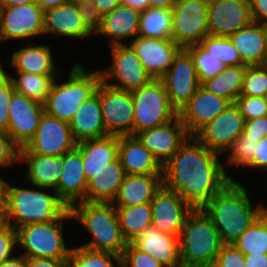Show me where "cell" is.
<instances>
[{
    "mask_svg": "<svg viewBox=\"0 0 267 267\" xmlns=\"http://www.w3.org/2000/svg\"><path fill=\"white\" fill-rule=\"evenodd\" d=\"M16 50L12 54L11 66L16 72H26L33 74H58L56 62L51 52V47L46 44L33 45Z\"/></svg>",
    "mask_w": 267,
    "mask_h": 267,
    "instance_id": "cell-33",
    "label": "cell"
},
{
    "mask_svg": "<svg viewBox=\"0 0 267 267\" xmlns=\"http://www.w3.org/2000/svg\"><path fill=\"white\" fill-rule=\"evenodd\" d=\"M253 22L267 27V0H249Z\"/></svg>",
    "mask_w": 267,
    "mask_h": 267,
    "instance_id": "cell-53",
    "label": "cell"
},
{
    "mask_svg": "<svg viewBox=\"0 0 267 267\" xmlns=\"http://www.w3.org/2000/svg\"><path fill=\"white\" fill-rule=\"evenodd\" d=\"M68 73L66 82L54 79L44 103V112L59 120L70 122L82 102L92 96L101 82L99 70L91 71L75 63Z\"/></svg>",
    "mask_w": 267,
    "mask_h": 267,
    "instance_id": "cell-5",
    "label": "cell"
},
{
    "mask_svg": "<svg viewBox=\"0 0 267 267\" xmlns=\"http://www.w3.org/2000/svg\"><path fill=\"white\" fill-rule=\"evenodd\" d=\"M180 267H199V266H185V265H181Z\"/></svg>",
    "mask_w": 267,
    "mask_h": 267,
    "instance_id": "cell-67",
    "label": "cell"
},
{
    "mask_svg": "<svg viewBox=\"0 0 267 267\" xmlns=\"http://www.w3.org/2000/svg\"><path fill=\"white\" fill-rule=\"evenodd\" d=\"M121 232L127 243L135 240L152 223V207L150 203L115 207Z\"/></svg>",
    "mask_w": 267,
    "mask_h": 267,
    "instance_id": "cell-34",
    "label": "cell"
},
{
    "mask_svg": "<svg viewBox=\"0 0 267 267\" xmlns=\"http://www.w3.org/2000/svg\"><path fill=\"white\" fill-rule=\"evenodd\" d=\"M98 96L108 135L133 136L134 101L130 91L100 82Z\"/></svg>",
    "mask_w": 267,
    "mask_h": 267,
    "instance_id": "cell-11",
    "label": "cell"
},
{
    "mask_svg": "<svg viewBox=\"0 0 267 267\" xmlns=\"http://www.w3.org/2000/svg\"><path fill=\"white\" fill-rule=\"evenodd\" d=\"M134 101L133 136L138 132L164 125L178 116L161 80L131 91Z\"/></svg>",
    "mask_w": 267,
    "mask_h": 267,
    "instance_id": "cell-8",
    "label": "cell"
},
{
    "mask_svg": "<svg viewBox=\"0 0 267 267\" xmlns=\"http://www.w3.org/2000/svg\"><path fill=\"white\" fill-rule=\"evenodd\" d=\"M246 65L267 64V27L252 22L228 36Z\"/></svg>",
    "mask_w": 267,
    "mask_h": 267,
    "instance_id": "cell-28",
    "label": "cell"
},
{
    "mask_svg": "<svg viewBox=\"0 0 267 267\" xmlns=\"http://www.w3.org/2000/svg\"><path fill=\"white\" fill-rule=\"evenodd\" d=\"M209 35L228 37L253 20L249 0H208Z\"/></svg>",
    "mask_w": 267,
    "mask_h": 267,
    "instance_id": "cell-17",
    "label": "cell"
},
{
    "mask_svg": "<svg viewBox=\"0 0 267 267\" xmlns=\"http://www.w3.org/2000/svg\"><path fill=\"white\" fill-rule=\"evenodd\" d=\"M122 267H165L151 255L137 249L132 243H128L124 249Z\"/></svg>",
    "mask_w": 267,
    "mask_h": 267,
    "instance_id": "cell-45",
    "label": "cell"
},
{
    "mask_svg": "<svg viewBox=\"0 0 267 267\" xmlns=\"http://www.w3.org/2000/svg\"><path fill=\"white\" fill-rule=\"evenodd\" d=\"M77 146L68 122L44 112L34 137L26 144L31 153L62 156Z\"/></svg>",
    "mask_w": 267,
    "mask_h": 267,
    "instance_id": "cell-14",
    "label": "cell"
},
{
    "mask_svg": "<svg viewBox=\"0 0 267 267\" xmlns=\"http://www.w3.org/2000/svg\"><path fill=\"white\" fill-rule=\"evenodd\" d=\"M68 2H70V0H36V3L42 8L43 11L58 7Z\"/></svg>",
    "mask_w": 267,
    "mask_h": 267,
    "instance_id": "cell-59",
    "label": "cell"
},
{
    "mask_svg": "<svg viewBox=\"0 0 267 267\" xmlns=\"http://www.w3.org/2000/svg\"><path fill=\"white\" fill-rule=\"evenodd\" d=\"M129 45L139 56L143 67L154 80H160L182 49L173 40L137 36Z\"/></svg>",
    "mask_w": 267,
    "mask_h": 267,
    "instance_id": "cell-20",
    "label": "cell"
},
{
    "mask_svg": "<svg viewBox=\"0 0 267 267\" xmlns=\"http://www.w3.org/2000/svg\"><path fill=\"white\" fill-rule=\"evenodd\" d=\"M26 267H68V260L26 257Z\"/></svg>",
    "mask_w": 267,
    "mask_h": 267,
    "instance_id": "cell-54",
    "label": "cell"
},
{
    "mask_svg": "<svg viewBox=\"0 0 267 267\" xmlns=\"http://www.w3.org/2000/svg\"><path fill=\"white\" fill-rule=\"evenodd\" d=\"M266 203H267V201L265 202V201H261V204H262V207H263V210H264V212H267V206H266ZM265 204V205H264Z\"/></svg>",
    "mask_w": 267,
    "mask_h": 267,
    "instance_id": "cell-65",
    "label": "cell"
},
{
    "mask_svg": "<svg viewBox=\"0 0 267 267\" xmlns=\"http://www.w3.org/2000/svg\"><path fill=\"white\" fill-rule=\"evenodd\" d=\"M5 214H0V230L6 226Z\"/></svg>",
    "mask_w": 267,
    "mask_h": 267,
    "instance_id": "cell-63",
    "label": "cell"
},
{
    "mask_svg": "<svg viewBox=\"0 0 267 267\" xmlns=\"http://www.w3.org/2000/svg\"><path fill=\"white\" fill-rule=\"evenodd\" d=\"M131 243L140 251L154 257L165 267L182 265L178 236L163 233L150 225Z\"/></svg>",
    "mask_w": 267,
    "mask_h": 267,
    "instance_id": "cell-23",
    "label": "cell"
},
{
    "mask_svg": "<svg viewBox=\"0 0 267 267\" xmlns=\"http://www.w3.org/2000/svg\"><path fill=\"white\" fill-rule=\"evenodd\" d=\"M3 71L11 79L15 92L26 95L28 98L38 101L42 104L45 103L47 96L50 92L54 79L59 74H33L26 72H15L17 77H13Z\"/></svg>",
    "mask_w": 267,
    "mask_h": 267,
    "instance_id": "cell-37",
    "label": "cell"
},
{
    "mask_svg": "<svg viewBox=\"0 0 267 267\" xmlns=\"http://www.w3.org/2000/svg\"><path fill=\"white\" fill-rule=\"evenodd\" d=\"M72 219L77 220L92 235L90 242L82 245L95 251H105L121 256L127 247L115 206L112 202L75 203L70 208Z\"/></svg>",
    "mask_w": 267,
    "mask_h": 267,
    "instance_id": "cell-4",
    "label": "cell"
},
{
    "mask_svg": "<svg viewBox=\"0 0 267 267\" xmlns=\"http://www.w3.org/2000/svg\"><path fill=\"white\" fill-rule=\"evenodd\" d=\"M27 164L28 171L24 177L25 182L35 187H46L55 189L62 171V156H46L31 153L25 146L19 148V163Z\"/></svg>",
    "mask_w": 267,
    "mask_h": 267,
    "instance_id": "cell-26",
    "label": "cell"
},
{
    "mask_svg": "<svg viewBox=\"0 0 267 267\" xmlns=\"http://www.w3.org/2000/svg\"><path fill=\"white\" fill-rule=\"evenodd\" d=\"M118 158L126 174H162L163 166L136 136H119Z\"/></svg>",
    "mask_w": 267,
    "mask_h": 267,
    "instance_id": "cell-24",
    "label": "cell"
},
{
    "mask_svg": "<svg viewBox=\"0 0 267 267\" xmlns=\"http://www.w3.org/2000/svg\"><path fill=\"white\" fill-rule=\"evenodd\" d=\"M92 3L104 16L120 5L121 0H93Z\"/></svg>",
    "mask_w": 267,
    "mask_h": 267,
    "instance_id": "cell-56",
    "label": "cell"
},
{
    "mask_svg": "<svg viewBox=\"0 0 267 267\" xmlns=\"http://www.w3.org/2000/svg\"><path fill=\"white\" fill-rule=\"evenodd\" d=\"M77 10L82 18L85 27L96 35L103 22V14L96 8L92 2L77 4Z\"/></svg>",
    "mask_w": 267,
    "mask_h": 267,
    "instance_id": "cell-48",
    "label": "cell"
},
{
    "mask_svg": "<svg viewBox=\"0 0 267 267\" xmlns=\"http://www.w3.org/2000/svg\"><path fill=\"white\" fill-rule=\"evenodd\" d=\"M185 49L193 58L200 85L227 68L224 62L209 54L200 44H193Z\"/></svg>",
    "mask_w": 267,
    "mask_h": 267,
    "instance_id": "cell-40",
    "label": "cell"
},
{
    "mask_svg": "<svg viewBox=\"0 0 267 267\" xmlns=\"http://www.w3.org/2000/svg\"><path fill=\"white\" fill-rule=\"evenodd\" d=\"M135 136L162 166L189 137L179 116L164 125L142 130Z\"/></svg>",
    "mask_w": 267,
    "mask_h": 267,
    "instance_id": "cell-21",
    "label": "cell"
},
{
    "mask_svg": "<svg viewBox=\"0 0 267 267\" xmlns=\"http://www.w3.org/2000/svg\"><path fill=\"white\" fill-rule=\"evenodd\" d=\"M160 80L165 86L171 105L178 112L201 86L193 58L185 48L178 52L173 64Z\"/></svg>",
    "mask_w": 267,
    "mask_h": 267,
    "instance_id": "cell-13",
    "label": "cell"
},
{
    "mask_svg": "<svg viewBox=\"0 0 267 267\" xmlns=\"http://www.w3.org/2000/svg\"><path fill=\"white\" fill-rule=\"evenodd\" d=\"M245 267H267V254H246Z\"/></svg>",
    "mask_w": 267,
    "mask_h": 267,
    "instance_id": "cell-55",
    "label": "cell"
},
{
    "mask_svg": "<svg viewBox=\"0 0 267 267\" xmlns=\"http://www.w3.org/2000/svg\"><path fill=\"white\" fill-rule=\"evenodd\" d=\"M109 48L112 62L106 70H99L101 81L111 87L131 92L153 80L129 44L114 45ZM110 79L116 82L112 83Z\"/></svg>",
    "mask_w": 267,
    "mask_h": 267,
    "instance_id": "cell-9",
    "label": "cell"
},
{
    "mask_svg": "<svg viewBox=\"0 0 267 267\" xmlns=\"http://www.w3.org/2000/svg\"><path fill=\"white\" fill-rule=\"evenodd\" d=\"M232 102L208 92L200 86L190 100L180 109L178 116L189 136H195L210 121L225 111Z\"/></svg>",
    "mask_w": 267,
    "mask_h": 267,
    "instance_id": "cell-19",
    "label": "cell"
},
{
    "mask_svg": "<svg viewBox=\"0 0 267 267\" xmlns=\"http://www.w3.org/2000/svg\"><path fill=\"white\" fill-rule=\"evenodd\" d=\"M19 163V147L4 131H0V167H12Z\"/></svg>",
    "mask_w": 267,
    "mask_h": 267,
    "instance_id": "cell-49",
    "label": "cell"
},
{
    "mask_svg": "<svg viewBox=\"0 0 267 267\" xmlns=\"http://www.w3.org/2000/svg\"><path fill=\"white\" fill-rule=\"evenodd\" d=\"M244 257L233 244H223L212 267H245Z\"/></svg>",
    "mask_w": 267,
    "mask_h": 267,
    "instance_id": "cell-47",
    "label": "cell"
},
{
    "mask_svg": "<svg viewBox=\"0 0 267 267\" xmlns=\"http://www.w3.org/2000/svg\"><path fill=\"white\" fill-rule=\"evenodd\" d=\"M248 194L242 184L232 179L202 207L222 244H233L264 212L261 202L254 206Z\"/></svg>",
    "mask_w": 267,
    "mask_h": 267,
    "instance_id": "cell-2",
    "label": "cell"
},
{
    "mask_svg": "<svg viewBox=\"0 0 267 267\" xmlns=\"http://www.w3.org/2000/svg\"><path fill=\"white\" fill-rule=\"evenodd\" d=\"M93 0H70V2L79 4V3H85V2H92Z\"/></svg>",
    "mask_w": 267,
    "mask_h": 267,
    "instance_id": "cell-64",
    "label": "cell"
},
{
    "mask_svg": "<svg viewBox=\"0 0 267 267\" xmlns=\"http://www.w3.org/2000/svg\"><path fill=\"white\" fill-rule=\"evenodd\" d=\"M245 119L232 103L225 111L210 121L195 137L218 154H227L235 140L243 133Z\"/></svg>",
    "mask_w": 267,
    "mask_h": 267,
    "instance_id": "cell-15",
    "label": "cell"
},
{
    "mask_svg": "<svg viewBox=\"0 0 267 267\" xmlns=\"http://www.w3.org/2000/svg\"><path fill=\"white\" fill-rule=\"evenodd\" d=\"M36 2V0H0V7L24 5L28 3Z\"/></svg>",
    "mask_w": 267,
    "mask_h": 267,
    "instance_id": "cell-62",
    "label": "cell"
},
{
    "mask_svg": "<svg viewBox=\"0 0 267 267\" xmlns=\"http://www.w3.org/2000/svg\"><path fill=\"white\" fill-rule=\"evenodd\" d=\"M76 147L82 154L84 175L88 181L104 165L118 158L119 136L84 140L78 142Z\"/></svg>",
    "mask_w": 267,
    "mask_h": 267,
    "instance_id": "cell-32",
    "label": "cell"
},
{
    "mask_svg": "<svg viewBox=\"0 0 267 267\" xmlns=\"http://www.w3.org/2000/svg\"><path fill=\"white\" fill-rule=\"evenodd\" d=\"M240 95L266 97L267 64L246 66Z\"/></svg>",
    "mask_w": 267,
    "mask_h": 267,
    "instance_id": "cell-42",
    "label": "cell"
},
{
    "mask_svg": "<svg viewBox=\"0 0 267 267\" xmlns=\"http://www.w3.org/2000/svg\"><path fill=\"white\" fill-rule=\"evenodd\" d=\"M162 185V174H126L112 204L115 207H129L150 203Z\"/></svg>",
    "mask_w": 267,
    "mask_h": 267,
    "instance_id": "cell-29",
    "label": "cell"
},
{
    "mask_svg": "<svg viewBox=\"0 0 267 267\" xmlns=\"http://www.w3.org/2000/svg\"><path fill=\"white\" fill-rule=\"evenodd\" d=\"M44 34V11L36 3L0 7V44Z\"/></svg>",
    "mask_w": 267,
    "mask_h": 267,
    "instance_id": "cell-12",
    "label": "cell"
},
{
    "mask_svg": "<svg viewBox=\"0 0 267 267\" xmlns=\"http://www.w3.org/2000/svg\"><path fill=\"white\" fill-rule=\"evenodd\" d=\"M3 66H2V64H1V62H0V72H2L3 71Z\"/></svg>",
    "mask_w": 267,
    "mask_h": 267,
    "instance_id": "cell-66",
    "label": "cell"
},
{
    "mask_svg": "<svg viewBox=\"0 0 267 267\" xmlns=\"http://www.w3.org/2000/svg\"><path fill=\"white\" fill-rule=\"evenodd\" d=\"M208 0H177L172 8V40L181 48L199 44L207 35Z\"/></svg>",
    "mask_w": 267,
    "mask_h": 267,
    "instance_id": "cell-10",
    "label": "cell"
},
{
    "mask_svg": "<svg viewBox=\"0 0 267 267\" xmlns=\"http://www.w3.org/2000/svg\"><path fill=\"white\" fill-rule=\"evenodd\" d=\"M172 9L149 7L140 14L138 36L172 40Z\"/></svg>",
    "mask_w": 267,
    "mask_h": 267,
    "instance_id": "cell-36",
    "label": "cell"
},
{
    "mask_svg": "<svg viewBox=\"0 0 267 267\" xmlns=\"http://www.w3.org/2000/svg\"><path fill=\"white\" fill-rule=\"evenodd\" d=\"M125 175L119 158L104 165L87 181L86 201L113 202Z\"/></svg>",
    "mask_w": 267,
    "mask_h": 267,
    "instance_id": "cell-31",
    "label": "cell"
},
{
    "mask_svg": "<svg viewBox=\"0 0 267 267\" xmlns=\"http://www.w3.org/2000/svg\"><path fill=\"white\" fill-rule=\"evenodd\" d=\"M17 245V231L9 225L0 230V264L13 257Z\"/></svg>",
    "mask_w": 267,
    "mask_h": 267,
    "instance_id": "cell-50",
    "label": "cell"
},
{
    "mask_svg": "<svg viewBox=\"0 0 267 267\" xmlns=\"http://www.w3.org/2000/svg\"><path fill=\"white\" fill-rule=\"evenodd\" d=\"M0 267H26V257L23 255H13V257L1 263Z\"/></svg>",
    "mask_w": 267,
    "mask_h": 267,
    "instance_id": "cell-57",
    "label": "cell"
},
{
    "mask_svg": "<svg viewBox=\"0 0 267 267\" xmlns=\"http://www.w3.org/2000/svg\"><path fill=\"white\" fill-rule=\"evenodd\" d=\"M33 187L35 186L32 184V189L19 188L7 182L5 219L6 224L15 230L30 223L57 220L69 209L54 189L38 186L37 189H33ZM47 190L53 192L48 193Z\"/></svg>",
    "mask_w": 267,
    "mask_h": 267,
    "instance_id": "cell-3",
    "label": "cell"
},
{
    "mask_svg": "<svg viewBox=\"0 0 267 267\" xmlns=\"http://www.w3.org/2000/svg\"><path fill=\"white\" fill-rule=\"evenodd\" d=\"M44 104L14 92L9 103V124L7 134L19 147H24L34 137Z\"/></svg>",
    "mask_w": 267,
    "mask_h": 267,
    "instance_id": "cell-18",
    "label": "cell"
},
{
    "mask_svg": "<svg viewBox=\"0 0 267 267\" xmlns=\"http://www.w3.org/2000/svg\"><path fill=\"white\" fill-rule=\"evenodd\" d=\"M222 245L211 218L202 208L193 209L179 235L181 264L212 267Z\"/></svg>",
    "mask_w": 267,
    "mask_h": 267,
    "instance_id": "cell-6",
    "label": "cell"
},
{
    "mask_svg": "<svg viewBox=\"0 0 267 267\" xmlns=\"http://www.w3.org/2000/svg\"><path fill=\"white\" fill-rule=\"evenodd\" d=\"M69 126L77 143L108 136L102 117L98 87L92 96L82 102Z\"/></svg>",
    "mask_w": 267,
    "mask_h": 267,
    "instance_id": "cell-27",
    "label": "cell"
},
{
    "mask_svg": "<svg viewBox=\"0 0 267 267\" xmlns=\"http://www.w3.org/2000/svg\"><path fill=\"white\" fill-rule=\"evenodd\" d=\"M152 207L151 225L163 233L178 236L193 207L177 192L163 185L150 202Z\"/></svg>",
    "mask_w": 267,
    "mask_h": 267,
    "instance_id": "cell-16",
    "label": "cell"
},
{
    "mask_svg": "<svg viewBox=\"0 0 267 267\" xmlns=\"http://www.w3.org/2000/svg\"><path fill=\"white\" fill-rule=\"evenodd\" d=\"M233 245L244 255L267 254V212H263Z\"/></svg>",
    "mask_w": 267,
    "mask_h": 267,
    "instance_id": "cell-38",
    "label": "cell"
},
{
    "mask_svg": "<svg viewBox=\"0 0 267 267\" xmlns=\"http://www.w3.org/2000/svg\"><path fill=\"white\" fill-rule=\"evenodd\" d=\"M14 92V85L9 76L4 71L0 72V131L7 132L9 103Z\"/></svg>",
    "mask_w": 267,
    "mask_h": 267,
    "instance_id": "cell-46",
    "label": "cell"
},
{
    "mask_svg": "<svg viewBox=\"0 0 267 267\" xmlns=\"http://www.w3.org/2000/svg\"><path fill=\"white\" fill-rule=\"evenodd\" d=\"M267 171V136L257 143L252 159V169Z\"/></svg>",
    "mask_w": 267,
    "mask_h": 267,
    "instance_id": "cell-52",
    "label": "cell"
},
{
    "mask_svg": "<svg viewBox=\"0 0 267 267\" xmlns=\"http://www.w3.org/2000/svg\"><path fill=\"white\" fill-rule=\"evenodd\" d=\"M83 166L82 154L77 147L63 155L61 176L54 190L69 208L86 201L87 180Z\"/></svg>",
    "mask_w": 267,
    "mask_h": 267,
    "instance_id": "cell-22",
    "label": "cell"
},
{
    "mask_svg": "<svg viewBox=\"0 0 267 267\" xmlns=\"http://www.w3.org/2000/svg\"><path fill=\"white\" fill-rule=\"evenodd\" d=\"M71 220L68 209L57 220L47 223H30L17 228V246L24 248L22 255L29 258L68 260L72 248L64 241V220Z\"/></svg>",
    "mask_w": 267,
    "mask_h": 267,
    "instance_id": "cell-7",
    "label": "cell"
},
{
    "mask_svg": "<svg viewBox=\"0 0 267 267\" xmlns=\"http://www.w3.org/2000/svg\"><path fill=\"white\" fill-rule=\"evenodd\" d=\"M8 181H5L0 176V214H5V197H6V185Z\"/></svg>",
    "mask_w": 267,
    "mask_h": 267,
    "instance_id": "cell-61",
    "label": "cell"
},
{
    "mask_svg": "<svg viewBox=\"0 0 267 267\" xmlns=\"http://www.w3.org/2000/svg\"><path fill=\"white\" fill-rule=\"evenodd\" d=\"M247 65L227 66L221 73L201 86L208 92L229 99L232 103L240 96Z\"/></svg>",
    "mask_w": 267,
    "mask_h": 267,
    "instance_id": "cell-35",
    "label": "cell"
},
{
    "mask_svg": "<svg viewBox=\"0 0 267 267\" xmlns=\"http://www.w3.org/2000/svg\"><path fill=\"white\" fill-rule=\"evenodd\" d=\"M121 4L142 12L149 8L148 0H121Z\"/></svg>",
    "mask_w": 267,
    "mask_h": 267,
    "instance_id": "cell-58",
    "label": "cell"
},
{
    "mask_svg": "<svg viewBox=\"0 0 267 267\" xmlns=\"http://www.w3.org/2000/svg\"><path fill=\"white\" fill-rule=\"evenodd\" d=\"M242 135L257 142L267 136V116L245 120Z\"/></svg>",
    "mask_w": 267,
    "mask_h": 267,
    "instance_id": "cell-51",
    "label": "cell"
},
{
    "mask_svg": "<svg viewBox=\"0 0 267 267\" xmlns=\"http://www.w3.org/2000/svg\"><path fill=\"white\" fill-rule=\"evenodd\" d=\"M219 156L189 136L163 165V186L177 192L194 209L202 208L232 180Z\"/></svg>",
    "mask_w": 267,
    "mask_h": 267,
    "instance_id": "cell-1",
    "label": "cell"
},
{
    "mask_svg": "<svg viewBox=\"0 0 267 267\" xmlns=\"http://www.w3.org/2000/svg\"><path fill=\"white\" fill-rule=\"evenodd\" d=\"M149 7L172 9L177 0H148Z\"/></svg>",
    "mask_w": 267,
    "mask_h": 267,
    "instance_id": "cell-60",
    "label": "cell"
},
{
    "mask_svg": "<svg viewBox=\"0 0 267 267\" xmlns=\"http://www.w3.org/2000/svg\"><path fill=\"white\" fill-rule=\"evenodd\" d=\"M140 14V11L120 4L112 12L104 15L96 34L107 37L109 47L122 45L125 38L134 39L138 36Z\"/></svg>",
    "mask_w": 267,
    "mask_h": 267,
    "instance_id": "cell-30",
    "label": "cell"
},
{
    "mask_svg": "<svg viewBox=\"0 0 267 267\" xmlns=\"http://www.w3.org/2000/svg\"><path fill=\"white\" fill-rule=\"evenodd\" d=\"M68 267H122V258L114 253L95 251L80 245L72 247Z\"/></svg>",
    "mask_w": 267,
    "mask_h": 267,
    "instance_id": "cell-39",
    "label": "cell"
},
{
    "mask_svg": "<svg viewBox=\"0 0 267 267\" xmlns=\"http://www.w3.org/2000/svg\"><path fill=\"white\" fill-rule=\"evenodd\" d=\"M257 143V140L248 139L241 134L228 150L226 164L252 168Z\"/></svg>",
    "mask_w": 267,
    "mask_h": 267,
    "instance_id": "cell-43",
    "label": "cell"
},
{
    "mask_svg": "<svg viewBox=\"0 0 267 267\" xmlns=\"http://www.w3.org/2000/svg\"><path fill=\"white\" fill-rule=\"evenodd\" d=\"M199 44L227 66L246 65L229 37L207 35Z\"/></svg>",
    "mask_w": 267,
    "mask_h": 267,
    "instance_id": "cell-41",
    "label": "cell"
},
{
    "mask_svg": "<svg viewBox=\"0 0 267 267\" xmlns=\"http://www.w3.org/2000/svg\"><path fill=\"white\" fill-rule=\"evenodd\" d=\"M44 34L60 35L80 40L93 35L84 25L77 10V4L68 2L44 10Z\"/></svg>",
    "mask_w": 267,
    "mask_h": 267,
    "instance_id": "cell-25",
    "label": "cell"
},
{
    "mask_svg": "<svg viewBox=\"0 0 267 267\" xmlns=\"http://www.w3.org/2000/svg\"><path fill=\"white\" fill-rule=\"evenodd\" d=\"M234 103L245 120L267 116L266 97L240 95Z\"/></svg>",
    "mask_w": 267,
    "mask_h": 267,
    "instance_id": "cell-44",
    "label": "cell"
}]
</instances>
